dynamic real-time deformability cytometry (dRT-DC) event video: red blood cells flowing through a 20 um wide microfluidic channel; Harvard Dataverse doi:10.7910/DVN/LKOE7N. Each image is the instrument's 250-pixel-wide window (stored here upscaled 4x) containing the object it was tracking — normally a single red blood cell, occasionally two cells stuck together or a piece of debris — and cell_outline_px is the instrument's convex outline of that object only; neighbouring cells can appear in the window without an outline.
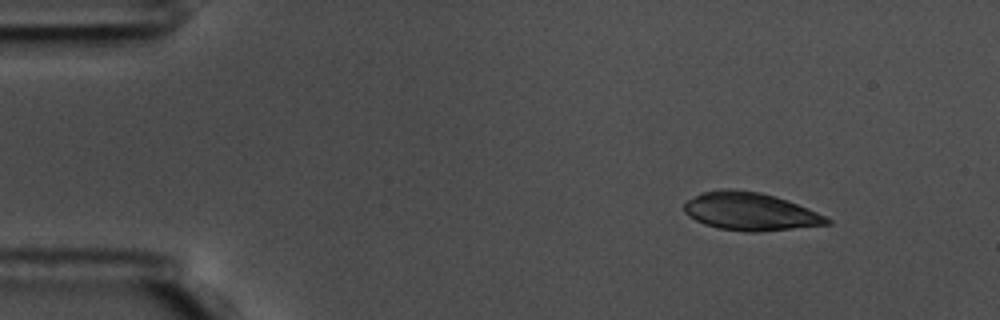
{"species": "common noctule bat (a hibernating species)", "species_latin": "Nyctalus noctula", "temperature_condition": "warm", "stored_images_in_passage": 57, "camera_frame_rate_fps": 3000, "um_per_image_px": 0.085, "animal": {"sex": "male", "body_mass_g": 17.5, "forearm_length_mm": 52.3}, "frame": {"image": 1, "passage_image": 7, "time_ms": 2.0, "image_size_px": [1000, 320], "cell_outline_px": [[832, 224], [756, 232], [752, 232], [720, 228], [704, 224], [688, 216], [684, 212], [684, 204], [688, 200], [704, 192], [720, 188], [732, 188], [760, 192], [776, 196], [808, 208], [832, 220]], "centroid_in_image_um": [63.77, 17.96], "position_along_channel_um": 21.2, "area_um2": 31.39}}
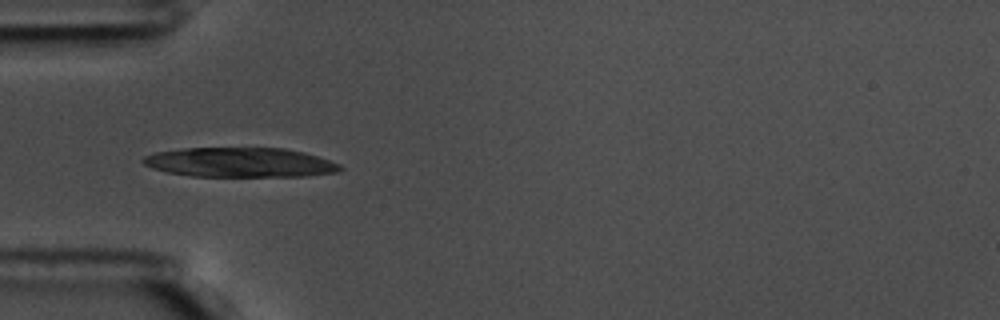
{"frame": {"image": 2, "passage_image": 18, "time_ms": 5.667, "image_size_px": [1000, 320], "cell_outline_px": [[344, 168], [340, 172], [308, 176], [192, 176], [168, 172], [152, 168], [144, 164], [140, 160], [144, 156], [156, 152], [184, 148], [284, 148], [304, 152], [340, 164]], "centroid_in_image_um": [20.42, 13.8], "position_along_channel_um": 64.6, "area_um2": 33.99}}
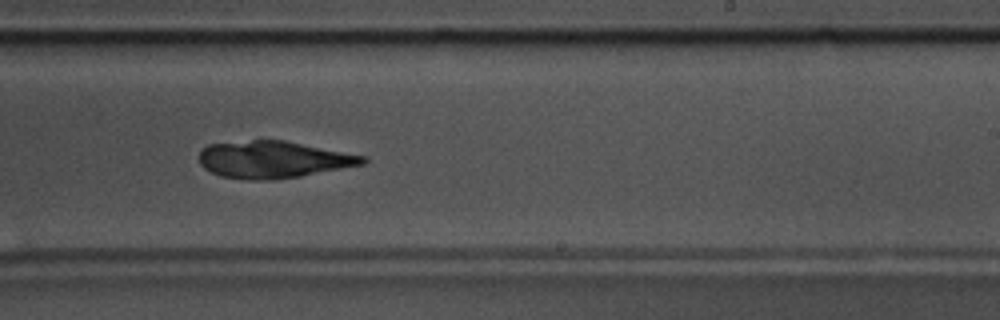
{"frame": {"image": 3, "passage_image": 35, "time_ms": 11.333, "image_size_px": [1000, 320], "cell_outline_px": [[368, 160], [364, 164], [300, 176], [272, 180], [248, 180], [220, 176], [204, 168], [200, 164], [200, 148], [208, 144], [252, 140], [284, 140], [368, 156]], "centroid_in_image_um": [23.23, 13.56], "position_along_channel_um": 265.8, "area_um2": 35.43}}